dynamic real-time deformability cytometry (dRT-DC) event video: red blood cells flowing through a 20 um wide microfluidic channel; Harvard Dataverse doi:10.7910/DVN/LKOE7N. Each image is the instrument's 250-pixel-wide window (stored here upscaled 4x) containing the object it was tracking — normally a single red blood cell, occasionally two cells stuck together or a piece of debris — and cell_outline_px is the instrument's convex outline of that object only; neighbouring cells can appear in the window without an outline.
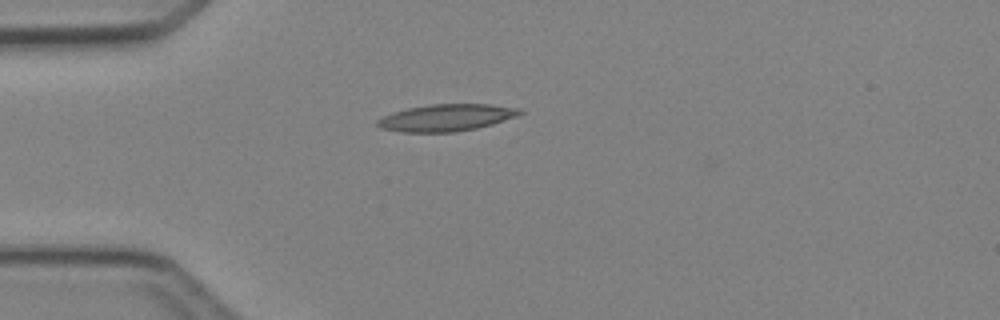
{"species": "Egyptian fruit bat (a non-hibernating species)", "species_latin": "Rousettus aegyptiacus", "temperature_condition": "cold", "stored_images_in_passage": 4, "camera_frame_rate_fps": 3000, "um_per_image_px": 0.085, "animal": {"sex": "female"}, "frame": {"image": 1, "passage_image": 4, "time_ms": 3.667, "image_size_px": [1000, 320], "cell_outline_px": [[524, 112], [516, 116], [492, 124], [476, 128], [456, 132], [400, 132], [380, 128], [376, 124], [376, 120], [392, 112], [408, 108], [432, 104], [492, 104], [520, 108]], "centroid_in_image_um": [37.93, 10.0], "position_along_channel_um": 47.1, "area_um2": 22.37}}